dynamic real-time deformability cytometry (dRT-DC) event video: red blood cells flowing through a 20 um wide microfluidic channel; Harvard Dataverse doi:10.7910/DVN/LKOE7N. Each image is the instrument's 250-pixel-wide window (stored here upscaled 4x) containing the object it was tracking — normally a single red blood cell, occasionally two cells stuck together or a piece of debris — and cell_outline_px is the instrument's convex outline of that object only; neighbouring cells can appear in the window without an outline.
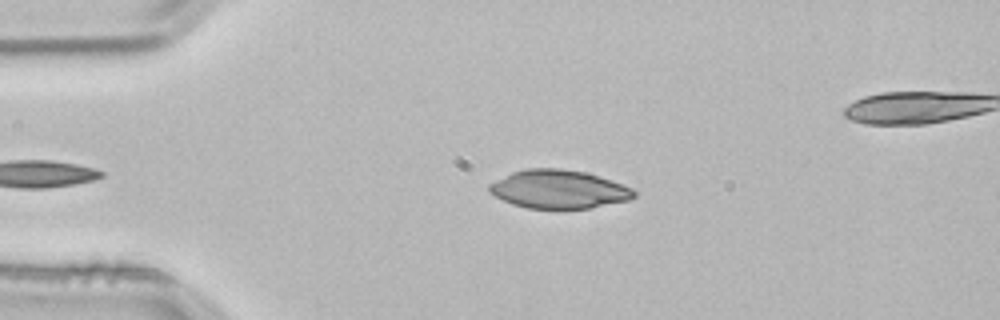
{"species": "common noctule bat (a hibernating species)", "species_latin": "Nyctalus noctula", "temperature_condition": "room temperature", "stored_images_in_passage": 2, "camera_frame_rate_fps": 3000, "um_per_image_px": 0.085, "animal": {"sex": "male", "body_mass_g": 21.5, "forearm_length_mm": 52.0}, "frame": {"image": 1, "passage_image": 1, "time_ms": 0.0, "image_size_px": [1000, 320], "cell_outline_px": [[636, 196], [628, 200], [588, 208], [528, 208], [512, 204], [488, 192], [488, 184], [512, 172], [524, 168], [560, 168], [584, 172], [600, 176], [632, 188], [636, 192]], "centroid_in_image_um": [47.47, 16.07], "position_along_channel_um": 37.5, "area_um2": 32.25}}